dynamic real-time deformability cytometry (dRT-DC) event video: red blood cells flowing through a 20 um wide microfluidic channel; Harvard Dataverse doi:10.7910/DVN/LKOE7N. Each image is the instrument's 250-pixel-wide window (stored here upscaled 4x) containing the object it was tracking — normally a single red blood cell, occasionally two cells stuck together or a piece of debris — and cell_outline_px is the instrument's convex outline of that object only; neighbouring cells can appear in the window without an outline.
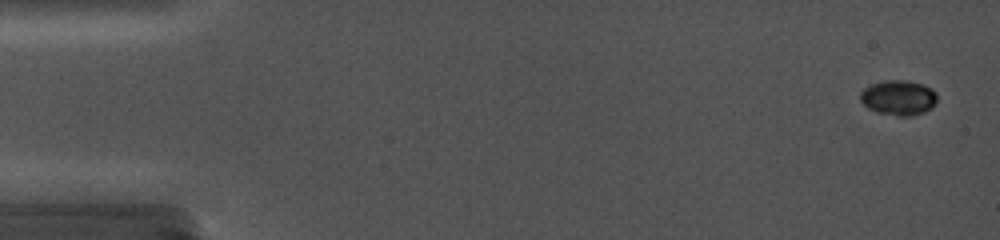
{"species": "common noctule bat (a hibernating species)", "species_latin": "Nyctalus noctula", "temperature_condition": "cold", "stored_images_in_passage": 37, "camera_frame_rate_fps": 5000, "um_per_image_px": 0.085, "animal": {"sex": "female", "body_mass_g": 19.0, "forearm_length_mm": 56.7}, "frame": {"image": 1, "passage_image": 2, "time_ms": 0.4, "image_size_px": [1000, 240], "cell_outline_px": [[936, 104], [932, 108], [924, 112], [912, 116], [896, 116], [876, 112], [868, 108], [860, 100], [860, 92], [864, 88], [872, 84], [884, 80], [908, 80], [924, 84], [932, 88], [936, 92]], "centroid_in_image_um": [76.39, 8.3], "position_along_channel_um": 8.6, "area_um2": 15.95}}
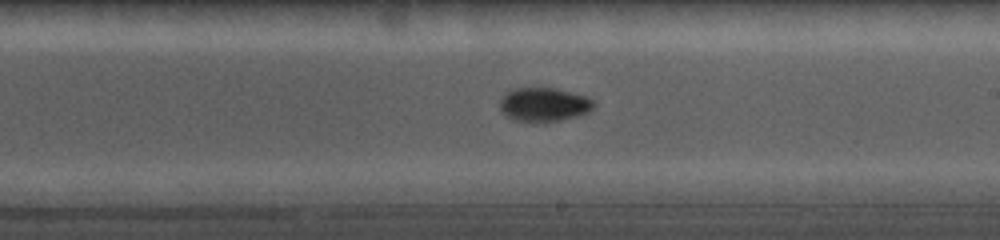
{"frame": {"image": 2, "passage_image": 23, "time_ms": 10.2, "image_size_px": [1000, 240], "cell_outline_px": [[596, 104], [588, 112], [556, 120], [520, 120], [508, 116], [500, 108], [500, 100], [504, 92], [512, 88], [556, 88], [588, 96], [596, 100]], "centroid_in_image_um": [46.26, 8.82], "position_along_channel_um": 242.7, "area_um2": 18.09}}
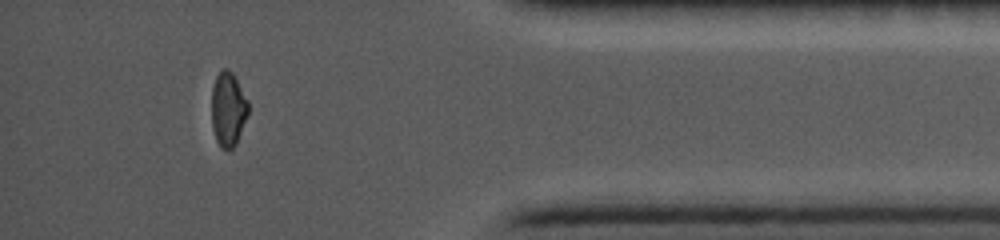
{"frame": {"image": 3, "passage_image": 34, "time_ms": 15.2, "image_size_px": [1000, 240], "cell_outline_px": [[248, 116], [236, 144], [232, 148], [220, 148], [216, 140], [212, 128], [212, 88], [216, 76], [224, 68], [228, 68], [232, 72], [248, 100]], "centroid_in_image_um": [19.39, 9.28], "position_along_channel_um": 415.8, "area_um2": 15.9}}